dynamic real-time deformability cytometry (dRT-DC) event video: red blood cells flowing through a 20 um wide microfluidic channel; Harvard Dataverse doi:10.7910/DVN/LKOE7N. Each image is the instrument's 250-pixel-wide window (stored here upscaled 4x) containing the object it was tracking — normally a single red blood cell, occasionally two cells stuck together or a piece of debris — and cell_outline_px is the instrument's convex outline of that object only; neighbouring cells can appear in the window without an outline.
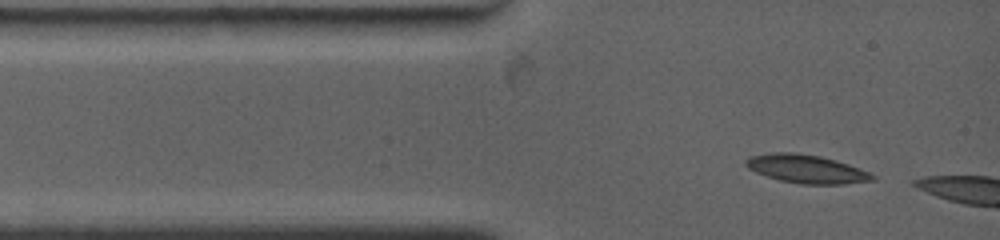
{"species": "common noctule bat (a hibernating species)", "species_latin": "Nyctalus noctula", "temperature_condition": "warm", "stored_images_in_passage": 5, "segment_of_instrument_passage": [1, 2], "camera_frame_rate_fps": 4500, "um_per_image_px": 0.085, "animal": {"sex": "female", "body_mass_g": 19.0, "forearm_length_mm": 53.3}, "frame": {"image": 1, "passage_image": 1, "time_ms": 0.0, "image_size_px": [1000, 240], "cell_outline_px": [[876, 180], [844, 184], [800, 184], [780, 180], [756, 172], [748, 168], [744, 164], [744, 160], [748, 156], [772, 152], [792, 152], [820, 156], [836, 160], [848, 164], [868, 172], [876, 176]], "centroid_in_image_um": [68.52, 14.35], "position_along_channel_um": 16.5, "area_um2": 20.98}}
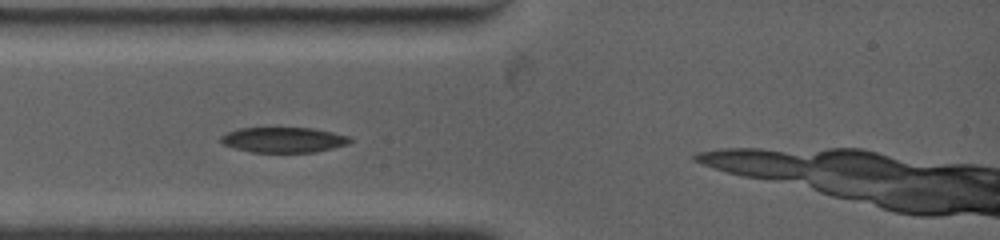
{"frame": {"image": 2, "passage_image": 3, "time_ms": 1.778, "image_size_px": [1000, 240], "cell_outline_px": [[352, 140], [348, 144], [316, 152], [252, 152], [236, 148], [224, 144], [220, 140], [220, 136], [228, 132], [240, 128], [312, 128], [332, 132], [348, 136]], "centroid_in_image_um": [24.11, 11.88], "position_along_channel_um": 60.9, "area_um2": 18.84}}
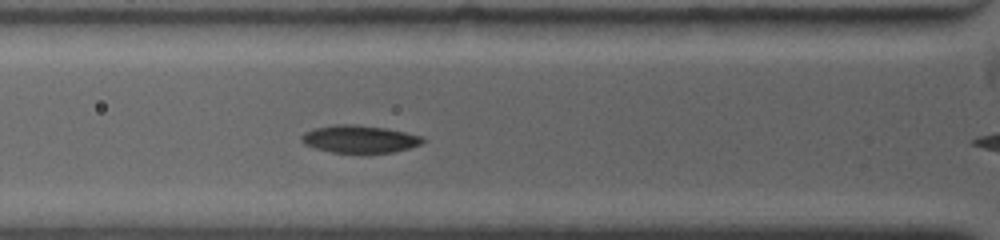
{"frame": {"image": 3, "passage_image": 4, "time_ms": 2.667, "image_size_px": [1000, 240], "cell_outline_px": [[424, 140], [420, 144], [408, 148], [392, 152], [332, 152], [316, 148], [304, 144], [300, 140], [300, 136], [304, 132], [316, 128], [332, 124], [356, 124], [384, 128], [404, 132], [420, 136]], "centroid_in_image_um": [30.49, 11.8], "position_along_channel_um": 95.3, "area_um2": 19.13}}